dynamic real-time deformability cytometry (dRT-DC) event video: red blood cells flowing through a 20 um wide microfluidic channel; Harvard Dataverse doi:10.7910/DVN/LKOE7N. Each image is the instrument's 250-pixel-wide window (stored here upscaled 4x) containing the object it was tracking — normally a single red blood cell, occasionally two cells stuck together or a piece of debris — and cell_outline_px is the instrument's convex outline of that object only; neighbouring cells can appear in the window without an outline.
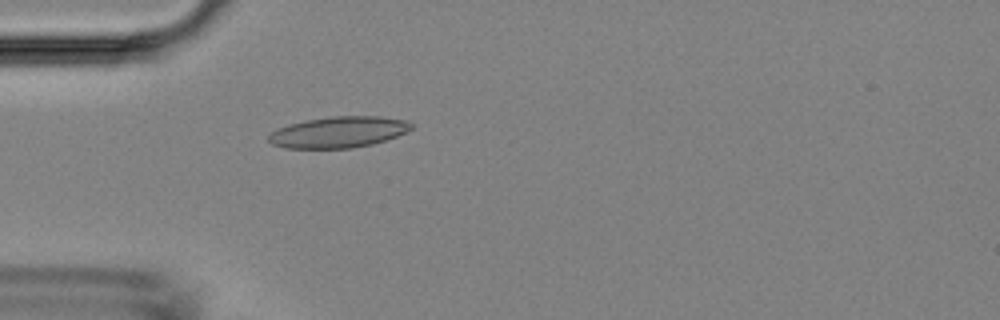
{"species": "Egyptian fruit bat (a non-hibernating species)", "species_latin": "Rousettus aegyptiacus", "temperature_condition": "room temperature", "stored_images_in_passage": 38, "camera_frame_rate_fps": 3000, "um_per_image_px": 0.085, "animal": {"sex": "female"}, "frame": {"image": 1, "passage_image": 3, "time_ms": 0.667, "image_size_px": [1000, 320], "cell_outline_px": [[412, 128], [396, 136], [372, 144], [352, 148], [284, 148], [272, 144], [268, 140], [268, 136], [276, 128], [288, 124], [308, 120], [332, 116], [380, 116], [408, 120], [412, 124]], "centroid_in_image_um": [28.76, 11.22], "position_along_channel_um": 56.2, "area_um2": 25.84}}
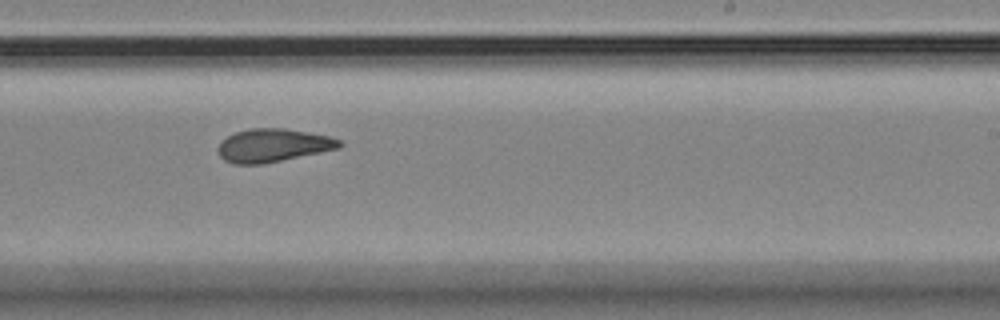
{"frame": {"image": 2, "passage_image": 19, "time_ms": 6.0, "image_size_px": [1000, 320], "cell_outline_px": [[344, 144], [340, 148], [264, 164], [232, 164], [224, 160], [220, 156], [216, 148], [220, 140], [236, 132], [252, 128], [284, 128], [308, 132], [328, 136], [340, 140]], "centroid_in_image_um": [23.18, 12.36], "position_along_channel_um": 265.8, "area_um2": 23.64}}
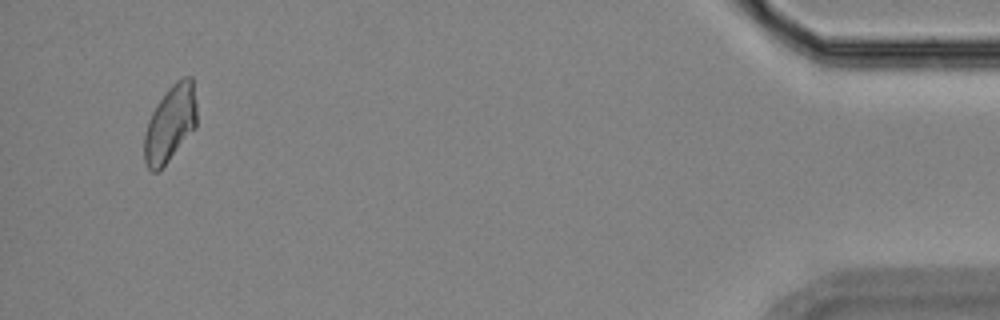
{"frame": {"image": 3, "passage_image": 36, "time_ms": 11.667, "image_size_px": [1000, 320], "cell_outline_px": [[196, 128], [160, 172], [152, 172], [148, 168], [144, 160], [144, 136], [148, 120], [156, 104], [168, 88], [176, 80], [184, 76], [192, 76], [196, 100]], "centroid_in_image_um": [14.47, 10.52], "position_along_channel_um": 420.7, "area_um2": 23.81}}